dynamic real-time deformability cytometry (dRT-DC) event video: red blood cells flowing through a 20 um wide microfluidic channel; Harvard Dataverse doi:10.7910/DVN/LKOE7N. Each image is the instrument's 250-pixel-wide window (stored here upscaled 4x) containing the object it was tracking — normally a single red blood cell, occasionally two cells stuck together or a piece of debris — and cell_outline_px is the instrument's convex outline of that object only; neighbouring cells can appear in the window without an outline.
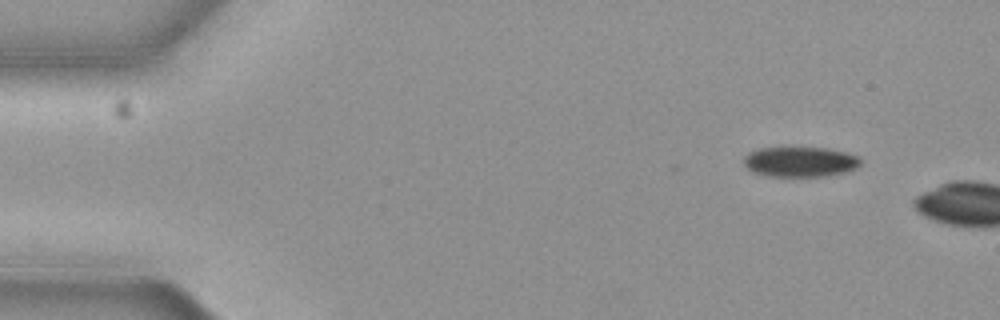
{"species": "common noctule bat (a hibernating species)", "species_latin": "Nyctalus noctula", "temperature_condition": "cold", "stored_images_in_passage": 4, "camera_frame_rate_fps": 3000, "um_per_image_px": 0.085, "animal": {"sex": "female", "body_mass_g": 19.3, "forearm_length_mm": 54.1}, "frame": {"image": 1, "passage_image": 1, "time_ms": 0.0, "image_size_px": [1000, 320], "cell_outline_px": [[864, 160], [856, 168], [844, 172], [824, 176], [768, 176], [752, 172], [744, 164], [744, 156], [748, 152], [760, 148], [828, 148], [848, 152], [860, 156]], "centroid_in_image_um": [68.05, 13.74], "position_along_channel_um": 17.0, "area_um2": 20.63}}